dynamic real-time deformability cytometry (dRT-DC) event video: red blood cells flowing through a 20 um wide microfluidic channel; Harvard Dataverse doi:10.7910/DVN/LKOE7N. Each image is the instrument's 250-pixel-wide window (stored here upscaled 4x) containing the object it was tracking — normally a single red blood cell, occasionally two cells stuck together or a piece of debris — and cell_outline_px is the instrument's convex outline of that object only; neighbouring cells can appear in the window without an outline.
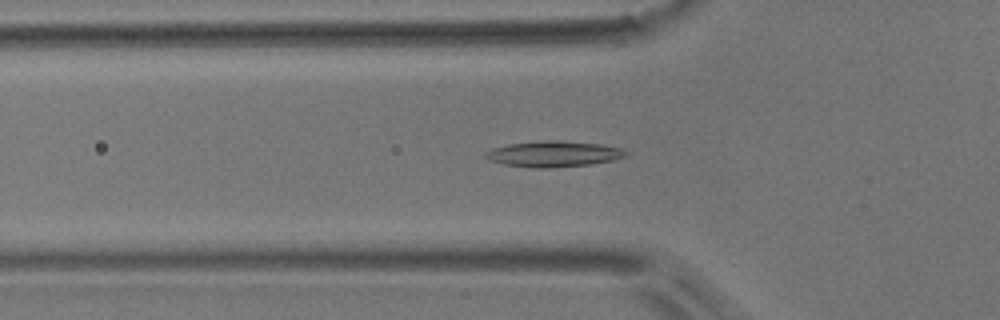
{"species": "common noctule bat (a hibernating species)", "species_latin": "Nyctalus noctula", "temperature_condition": "room temperature", "stored_images_in_passage": 54, "camera_frame_rate_fps": 3000, "um_per_image_px": 0.085, "animal": {"sex": "male", "body_mass_g": 17.9}, "frame": {"image": 1, "passage_image": 18, "time_ms": 5.667, "image_size_px": [1000, 320], "cell_outline_px": [[628, 156], [612, 160], [592, 164], [548, 168], [532, 168], [504, 164], [488, 160], [484, 156], [484, 152], [492, 148], [508, 144], [548, 140], [556, 140], [604, 144], [620, 148], [628, 152]], "centroid_in_image_um": [47.05, 13.08], "position_along_channel_um": 78.7, "area_um2": 21.27}}
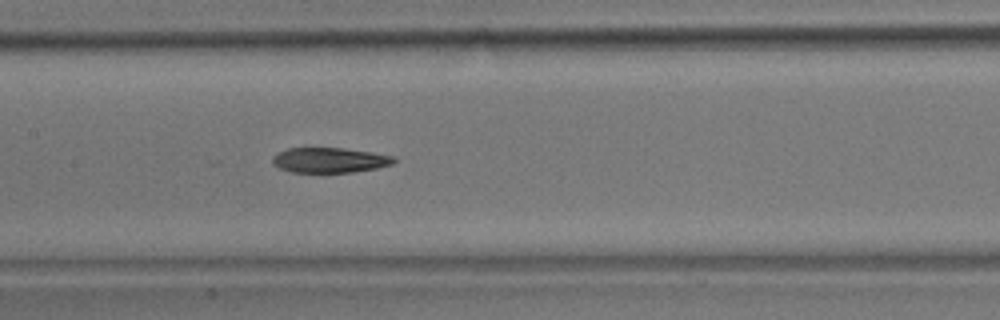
{"frame": {"image": 2, "passage_image": 26, "time_ms": 8.333, "image_size_px": [1000, 320], "cell_outline_px": [[396, 160], [392, 164], [376, 168], [352, 172], [288, 172], [272, 164], [272, 156], [288, 148], [344, 148], [372, 152], [392, 156]], "centroid_in_image_um": [27.99, 13.61], "position_along_channel_um": 179.4, "area_um2": 17.69}}
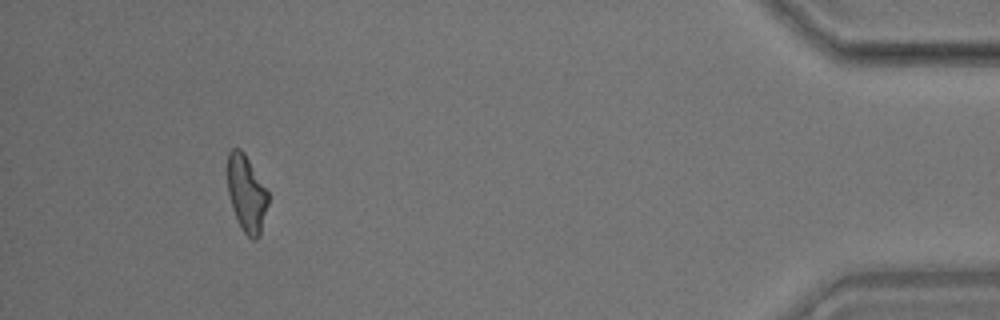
{"frame": {"image": 3, "passage_image": 50, "time_ms": 16.333, "image_size_px": [1000, 320], "cell_outline_px": [[268, 204], [260, 236], [256, 240], [252, 240], [240, 228], [232, 208], [228, 192], [228, 152], [232, 148], [240, 148], [244, 152], [268, 192]], "centroid_in_image_um": [20.95, 16.48], "position_along_channel_um": 414.2, "area_um2": 18.15}, "authors_computed_cell_mechanics": {"area_um2": 19.2185, "velocity_mm_per_s": 3.7423, "shape_relaxation_time_tau1_ms": 9.2382, "shape_relaxation_time_tau2_ms": 6.193, "deformation_change_tau1": 0.2325, "deformation_change_tau2": 0.1593}}